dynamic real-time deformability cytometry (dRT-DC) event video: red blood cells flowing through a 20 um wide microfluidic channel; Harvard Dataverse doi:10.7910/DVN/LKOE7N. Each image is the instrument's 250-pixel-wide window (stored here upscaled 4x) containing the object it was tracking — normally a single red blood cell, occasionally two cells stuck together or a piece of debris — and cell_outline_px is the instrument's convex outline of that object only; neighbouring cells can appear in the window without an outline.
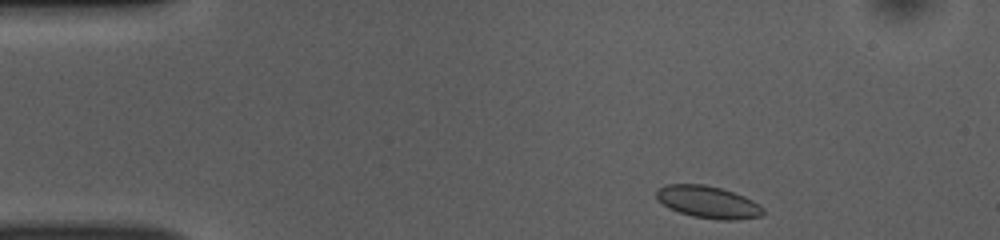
{"species": "common noctule bat (a hibernating species)", "species_latin": "Nyctalus noctula", "temperature_condition": "room temperature", "stored_images_in_passage": 45, "camera_frame_rate_fps": 3000, "um_per_image_px": 0.085, "animal": {"sex": "female", "body_mass_g": 10.0, "forearm_length_mm": 53.1}, "frame": {"image": 1, "passage_image": 1, "time_ms": 0.0, "image_size_px": [1000, 240], "cell_outline_px": [[764, 212], [760, 216], [732, 220], [720, 220], [692, 216], [668, 208], [656, 196], [656, 188], [668, 184], [704, 184], [720, 188], [744, 196], [752, 200], [764, 208]], "centroid_in_image_um": [60.17, 17.17], "position_along_channel_um": 24.8, "area_um2": 19.83}}
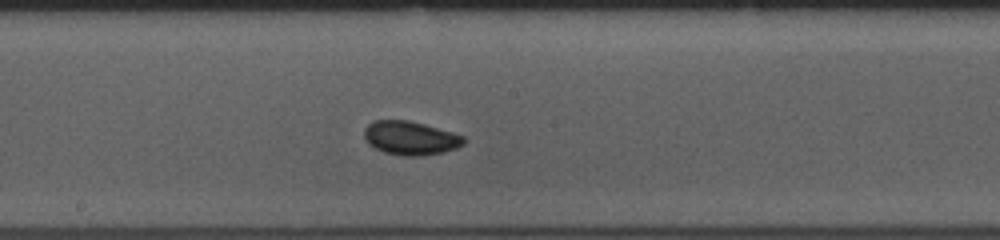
{"frame": {"image": 2, "passage_image": 21, "time_ms": 6.667, "image_size_px": [1000, 240], "cell_outline_px": [[464, 144], [456, 148], [444, 152], [420, 156], [404, 156], [384, 152], [368, 144], [364, 140], [364, 128], [372, 120], [408, 120], [424, 124], [452, 132], [464, 136]], "centroid_in_image_um": [34.86, 11.73], "position_along_channel_um": 213.3, "area_um2": 19.65}}
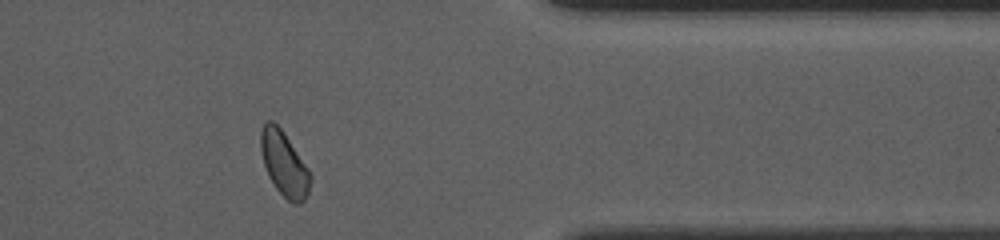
{"frame": {"image": 3, "passage_image": 36, "time_ms": 11.667, "image_size_px": [1000, 240], "cell_outline_px": [[312, 180], [308, 192], [304, 200], [300, 204], [292, 204], [276, 188], [268, 176], [264, 164], [260, 148], [260, 132], [264, 124], [268, 120], [272, 120], [284, 132], [308, 168], [312, 176]], "centroid_in_image_um": [24.16, 13.93], "position_along_channel_um": 387.2, "area_um2": 18.67}, "authors_computed_cell_mechanics": {"area_um2": 19.1896, "velocity_mm_per_s": 3.8178, "shape_relaxation_time_tau1_ms": 2.7497, "shape_relaxation_time_tau2_ms": 0.8632, "deformation_change_tau1": 0.0388, "deformation_change_tau2": 0.0535}}